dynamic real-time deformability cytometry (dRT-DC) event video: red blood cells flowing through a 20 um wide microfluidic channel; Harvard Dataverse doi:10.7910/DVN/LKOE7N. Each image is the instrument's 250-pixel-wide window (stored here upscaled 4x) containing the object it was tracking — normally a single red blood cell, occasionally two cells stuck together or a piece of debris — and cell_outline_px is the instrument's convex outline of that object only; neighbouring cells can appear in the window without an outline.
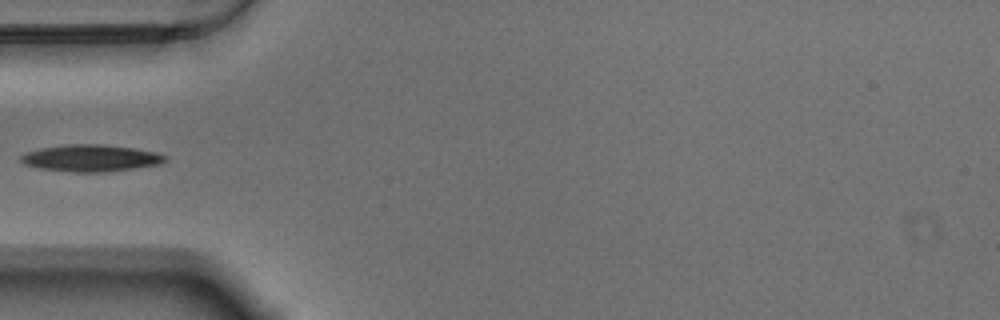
{"species": "Egyptian fruit bat (a non-hibernating species)", "species_latin": "Rousettus aegyptiacus", "temperature_condition": "warm", "stored_images_in_passage": 14, "camera_frame_rate_fps": 3000, "um_per_image_px": 0.085, "animal": {"sex": "male"}, "frame": {"image": 1, "passage_image": 1, "time_ms": 0.0, "image_size_px": [1000, 320], "cell_outline_px": [[168, 160], [160, 164], [104, 172], [72, 172], [40, 168], [24, 164], [20, 160], [20, 156], [28, 152], [40, 148], [68, 144], [104, 144], [136, 148], [156, 152], [168, 156]], "centroid_in_image_um": [7.76, 13.43], "position_along_channel_um": 77.2, "area_um2": 22.6}}
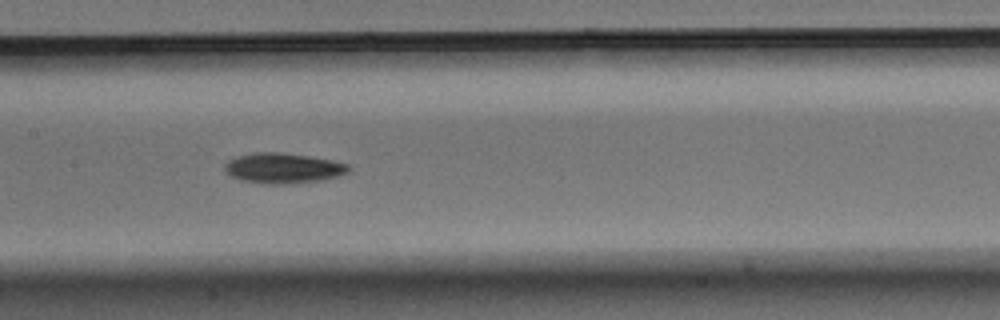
{"frame": {"image": 2, "passage_image": 10, "time_ms": 3.0, "image_size_px": [1000, 320], "cell_outline_px": [[352, 168], [348, 172], [340, 176], [320, 180], [288, 184], [268, 184], [240, 180], [224, 172], [224, 164], [228, 160], [236, 156], [252, 152], [280, 152], [308, 156], [332, 160], [348, 164]], "centroid_in_image_um": [24.05, 14.29], "position_along_channel_um": 183.4, "area_um2": 22.08}}
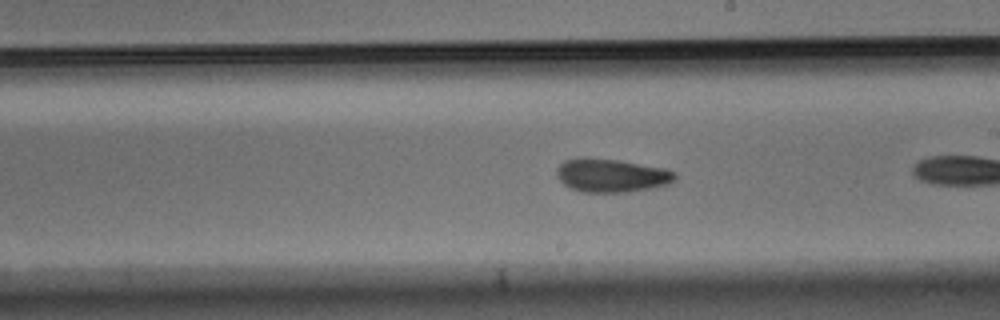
{"frame": {"image": 3, "passage_image": 12, "time_ms": 3.667, "image_size_px": [1000, 320], "cell_outline_px": [[676, 176], [668, 184], [652, 188], [628, 192], [584, 192], [572, 188], [564, 184], [556, 176], [556, 168], [564, 160], [580, 156], [588, 156], [620, 160], [664, 168], [676, 172]], "centroid_in_image_um": [51.93, 14.88], "position_along_channel_um": 237.1, "area_um2": 23.35}}